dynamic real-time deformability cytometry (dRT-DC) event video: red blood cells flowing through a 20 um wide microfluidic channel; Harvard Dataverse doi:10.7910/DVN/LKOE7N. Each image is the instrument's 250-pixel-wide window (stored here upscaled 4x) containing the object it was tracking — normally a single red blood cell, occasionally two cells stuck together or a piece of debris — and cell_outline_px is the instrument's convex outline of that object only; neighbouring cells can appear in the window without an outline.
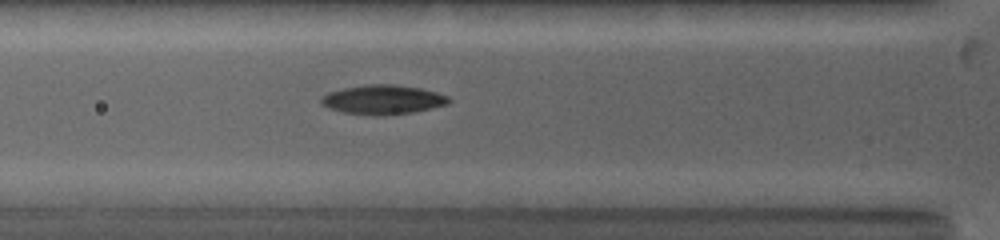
{"species": "common noctule bat (a hibernating species)", "species_latin": "Nyctalus noctula", "temperature_condition": "warm", "stored_images_in_passage": 8, "camera_frame_rate_fps": 5000, "um_per_image_px": 0.085, "animal": {"sex": "female", "body_mass_g": 19.0, "forearm_length_mm": 53.3}, "frame": {"image": 1, "passage_image": 2, "time_ms": 0.4, "image_size_px": [1000, 240], "cell_outline_px": [[452, 100], [448, 104], [412, 112], [376, 116], [344, 112], [328, 108], [320, 104], [320, 96], [328, 92], [344, 88], [368, 84], [396, 84], [420, 88], [436, 92], [448, 96]], "centroid_in_image_um": [32.52, 8.46], "position_along_channel_um": 93.3, "area_um2": 21.85}}
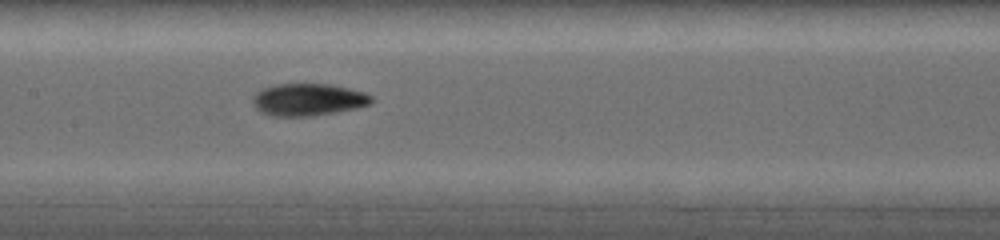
{"frame": {"image": 2, "passage_image": 8, "time_ms": 2.6, "image_size_px": [1000, 240], "cell_outline_px": [[372, 100], [368, 104], [356, 108], [336, 112], [312, 116], [272, 116], [260, 112], [252, 104], [252, 96], [256, 92], [264, 88], [276, 84], [328, 84], [348, 88], [364, 92], [372, 96]], "centroid_in_image_um": [26.14, 8.47], "position_along_channel_um": 181.3, "area_um2": 22.25}}